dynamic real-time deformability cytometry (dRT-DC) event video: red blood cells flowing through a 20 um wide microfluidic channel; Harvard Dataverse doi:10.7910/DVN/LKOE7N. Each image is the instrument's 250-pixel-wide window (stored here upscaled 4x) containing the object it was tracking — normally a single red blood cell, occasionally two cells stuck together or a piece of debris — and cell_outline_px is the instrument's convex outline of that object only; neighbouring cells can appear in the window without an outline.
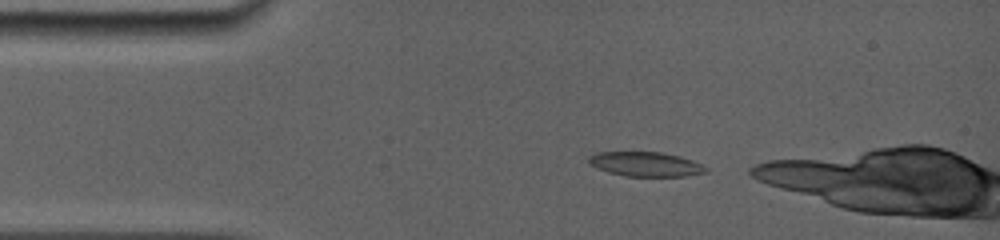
{"species": "common noctule bat (a hibernating species)", "species_latin": "Nyctalus noctula", "temperature_condition": "room temperature", "stored_images_in_passage": 30, "camera_frame_rate_fps": 5000, "um_per_image_px": 0.085, "animal": {"sex": "female", "body_mass_g": 19.0, "forearm_length_mm": 56.7}, "frame": {"image": 1, "passage_image": 2, "time_ms": 0.4, "image_size_px": [1000, 240], "cell_outline_px": [[708, 172], [684, 176], [624, 176], [608, 172], [596, 168], [588, 164], [588, 156], [596, 152], [664, 152], [680, 156], [692, 160], [708, 168]], "centroid_in_image_um": [54.85, 13.95], "position_along_channel_um": 30.2, "area_um2": 16.88}}
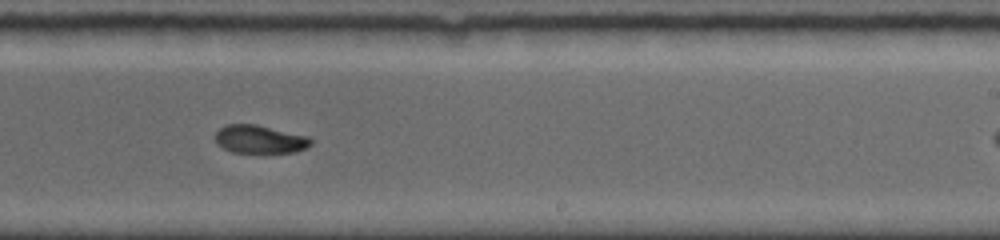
{"frame": {"image": 2, "passage_image": 19, "time_ms": 7.4, "image_size_px": [1000, 240], "cell_outline_px": [[312, 144], [308, 148], [292, 152], [232, 152], [224, 148], [216, 140], [216, 132], [220, 128], [228, 124], [256, 124], [308, 136], [312, 140]], "centroid_in_image_um": [22.12, 11.83], "position_along_channel_um": 266.9, "area_um2": 15.49}}
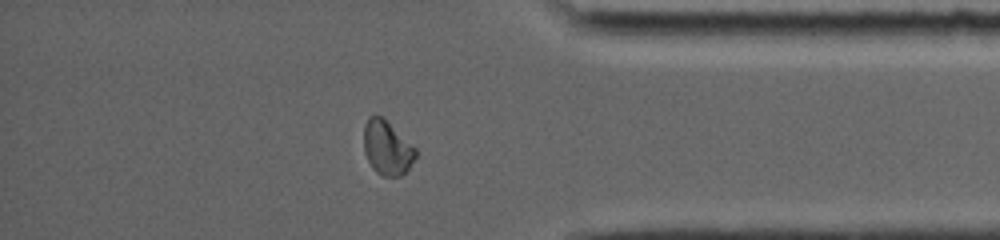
{"frame": {"image": 3, "passage_image": 29, "time_ms": 11.0, "image_size_px": [1000, 240], "cell_outline_px": [[416, 156], [408, 168], [400, 176], [384, 176], [376, 172], [372, 168], [364, 152], [364, 124], [368, 116], [380, 116], [416, 148]], "centroid_in_image_um": [32.87, 12.58], "position_along_channel_um": 402.3, "area_um2": 16.01}}